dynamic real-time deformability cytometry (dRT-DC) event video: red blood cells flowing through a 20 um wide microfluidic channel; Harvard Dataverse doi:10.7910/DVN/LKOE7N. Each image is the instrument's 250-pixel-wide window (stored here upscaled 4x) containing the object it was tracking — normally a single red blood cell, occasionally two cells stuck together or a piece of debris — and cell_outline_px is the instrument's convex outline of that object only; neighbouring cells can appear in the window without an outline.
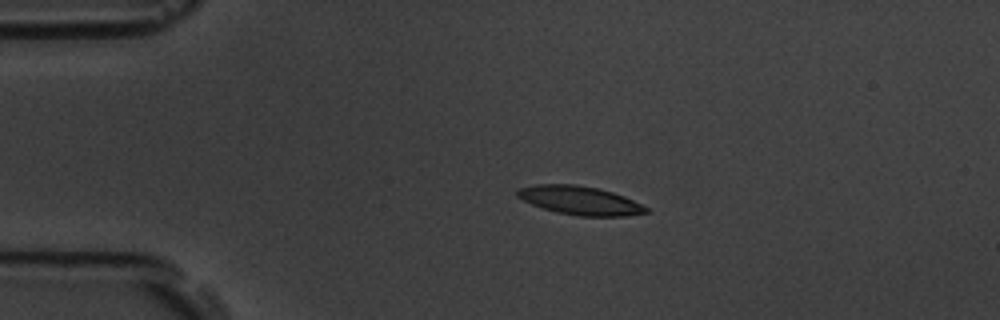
{"species": "common noctule bat (a hibernating species)", "species_latin": "Nyctalus noctula", "temperature_condition": "room temperature", "stored_images_in_passage": 6, "camera_frame_rate_fps": 3000, "um_per_image_px": 0.085, "animal": {"sex": "male", "body_mass_g": 19.5, "forearm_length_mm": 54.6}, "frame": {"image": 1, "passage_image": 3, "time_ms": 2.333, "image_size_px": [1000, 320], "cell_outline_px": [[652, 212], [628, 216], [580, 216], [556, 212], [532, 204], [516, 196], [516, 188], [536, 184], [576, 184], [596, 188], [612, 192], [624, 196], [648, 208]], "centroid_in_image_um": [49.29, 17.04], "position_along_channel_um": 35.7, "area_um2": 21.5}}
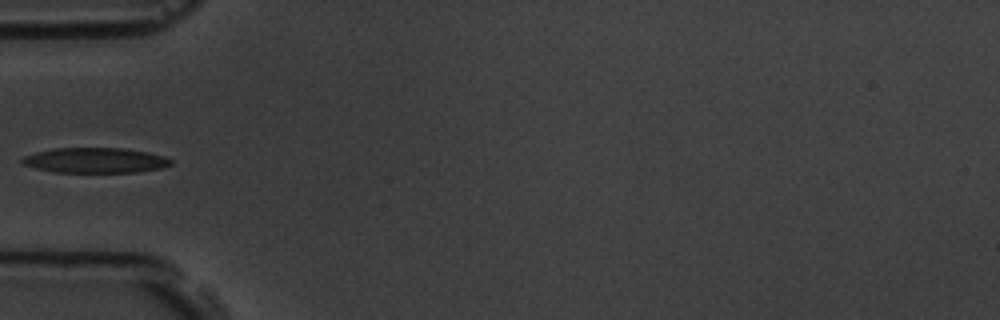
{"frame": {"image": 2, "passage_image": 5, "time_ms": 4.667, "image_size_px": [1000, 320], "cell_outline_px": [[172, 164], [160, 168], [136, 172], [56, 172], [36, 168], [24, 164], [20, 160], [24, 156], [36, 152], [56, 148], [124, 148], [148, 152], [164, 156], [172, 160]], "centroid_in_image_um": [8.11, 13.62], "position_along_channel_um": 76.9, "area_um2": 21.68}}
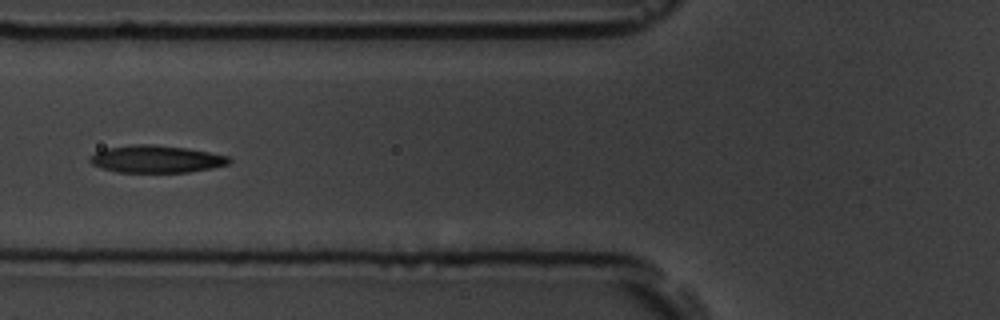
{"frame": {"image": 3, "passage_image": 6, "time_ms": 5.667, "image_size_px": [1000, 320], "cell_outline_px": [[232, 160], [228, 164], [212, 168], [188, 172], [116, 172], [92, 164], [88, 160], [88, 156], [96, 152], [108, 148], [132, 144], [152, 144], [188, 148], [228, 156]], "centroid_in_image_um": [13.27, 13.51], "position_along_channel_um": 112.5, "area_um2": 22.14}}